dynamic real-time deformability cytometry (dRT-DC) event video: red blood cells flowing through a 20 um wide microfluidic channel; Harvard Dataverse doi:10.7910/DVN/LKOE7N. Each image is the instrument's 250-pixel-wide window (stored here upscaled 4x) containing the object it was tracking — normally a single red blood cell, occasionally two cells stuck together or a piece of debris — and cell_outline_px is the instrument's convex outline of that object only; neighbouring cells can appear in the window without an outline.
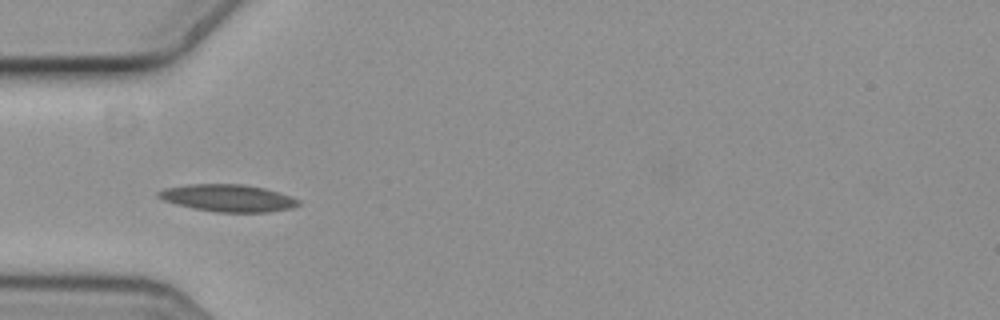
{"species": "common noctule bat (a hibernating species)", "species_latin": "Nyctalus noctula", "temperature_condition": "cold", "stored_images_in_passage": 14, "camera_frame_rate_fps": 3000, "um_per_image_px": 0.085, "animal": {"sex": "female", "body_mass_g": 19.3, "forearm_length_mm": 54.1}, "frame": {"image": 1, "passage_image": 5, "time_ms": 1.333, "image_size_px": [1000, 320], "cell_outline_px": [[300, 204], [292, 208], [268, 212], [216, 212], [192, 208], [176, 204], [164, 200], [156, 196], [156, 192], [164, 188], [184, 184], [244, 184], [264, 188], [300, 200]], "centroid_in_image_um": [19.32, 16.83], "position_along_channel_um": 65.7, "area_um2": 22.2}}
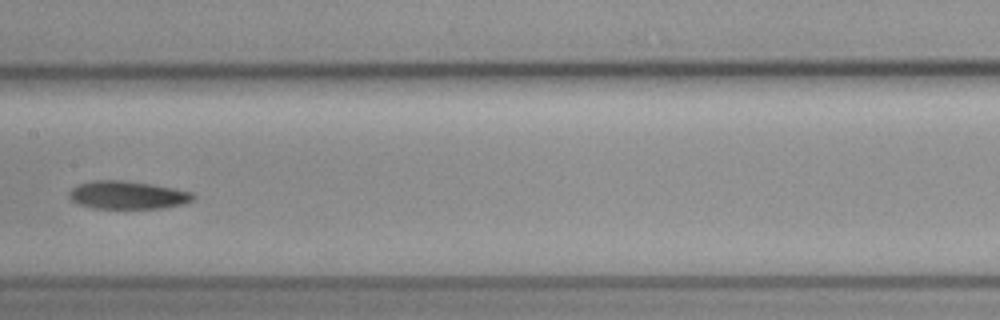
{"frame": {"image": 2, "passage_image": 8, "time_ms": 2.333, "image_size_px": [1000, 320], "cell_outline_px": [[196, 196], [192, 200], [180, 204], [164, 208], [92, 208], [80, 204], [72, 200], [68, 196], [68, 192], [72, 188], [80, 184], [92, 180], [124, 180], [152, 184], [192, 192]], "centroid_in_image_um": [10.82, 16.57], "position_along_channel_um": 196.6, "area_um2": 20.11}}
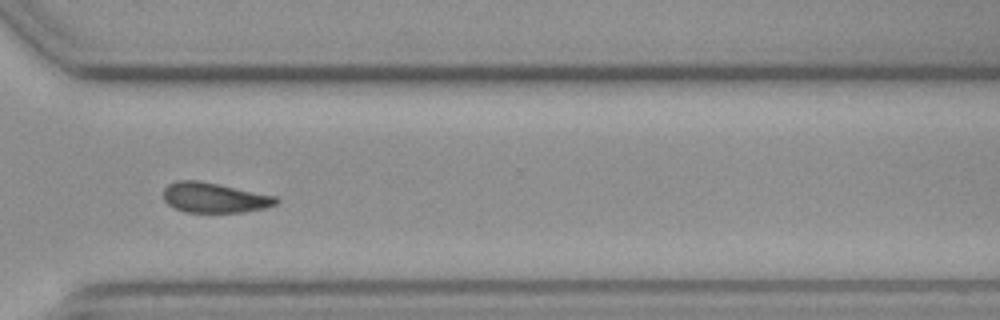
{"frame": {"image": 3, "passage_image": 12, "time_ms": 3.667, "image_size_px": [1000, 320], "cell_outline_px": [[280, 200], [276, 204], [264, 208], [244, 212], [184, 212], [168, 204], [164, 200], [164, 188], [168, 184], [176, 180], [196, 180], [276, 196]], "centroid_in_image_um": [18.2, 16.81], "position_along_channel_um": 352.4, "area_um2": 19.54}}